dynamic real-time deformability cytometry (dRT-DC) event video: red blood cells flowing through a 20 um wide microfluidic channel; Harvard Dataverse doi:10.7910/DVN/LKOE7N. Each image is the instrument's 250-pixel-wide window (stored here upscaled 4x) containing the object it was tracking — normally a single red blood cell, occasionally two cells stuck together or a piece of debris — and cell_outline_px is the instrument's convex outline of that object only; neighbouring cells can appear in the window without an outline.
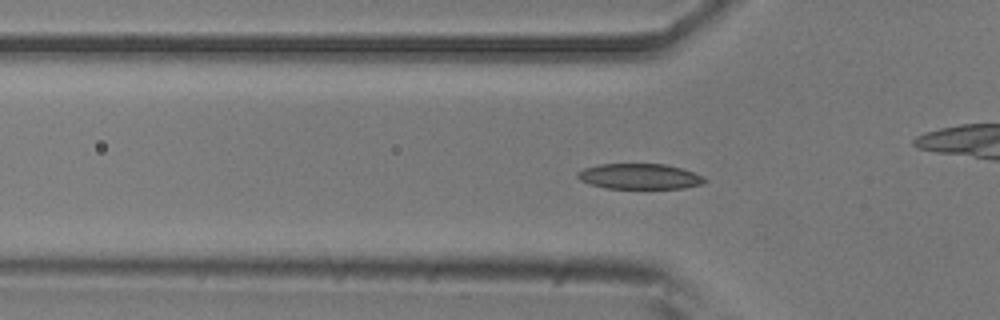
{"species": "common noctule bat (a hibernating species)", "species_latin": "Nyctalus noctula", "temperature_condition": "room temperature", "stored_images_in_passage": 53, "camera_frame_rate_fps": 3000, "um_per_image_px": 0.085, "animal": {"sex": "male", "body_mass_g": 20.5, "forearm_length_mm": 52.5}, "frame": {"image": 1, "passage_image": 17, "time_ms": 5.333, "image_size_px": [1000, 320], "cell_outline_px": [[708, 180], [700, 184], [684, 188], [604, 188], [580, 180], [576, 176], [576, 172], [584, 168], [600, 164], [664, 164], [680, 168], [704, 176]], "centroid_in_image_um": [54.34, 14.99], "position_along_channel_um": 71.5, "area_um2": 18.73}}
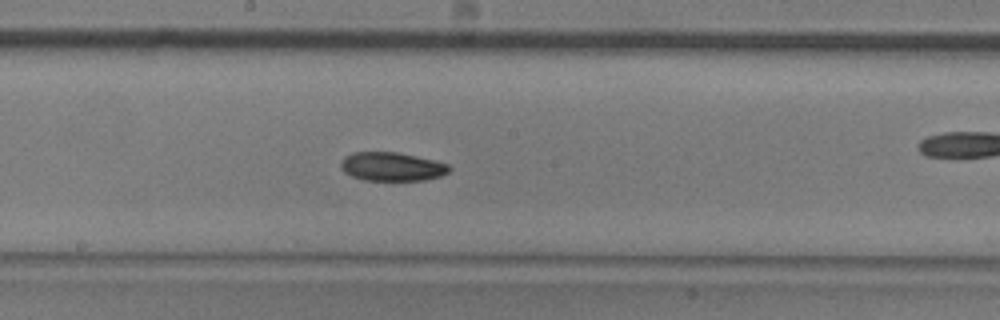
{"frame": {"image": 2, "passage_image": 28, "time_ms": 9.0, "image_size_px": [1000, 320], "cell_outline_px": [[452, 168], [448, 172], [440, 176], [424, 180], [364, 180], [352, 176], [344, 172], [340, 168], [340, 160], [344, 156], [352, 152], [396, 152], [416, 156], [448, 164]], "centroid_in_image_um": [33.27, 14.16], "position_along_channel_um": 214.9, "area_um2": 18.15}}
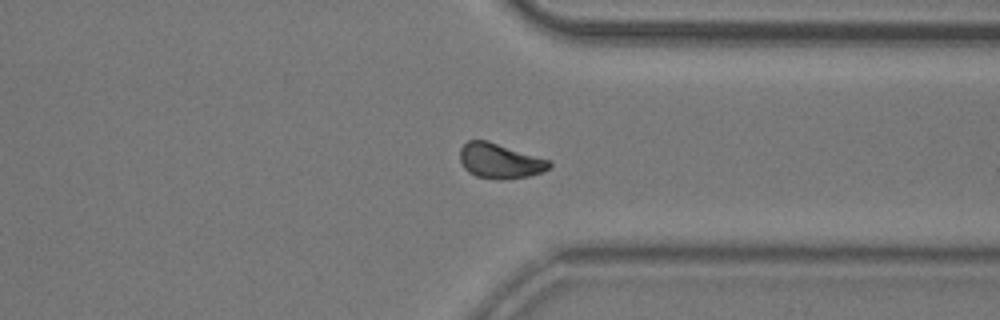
{"frame": {"image": 3, "passage_image": 40, "time_ms": 13.0, "image_size_px": [1000, 320], "cell_outline_px": [[552, 164], [544, 172], [528, 176], [504, 180], [500, 180], [476, 176], [468, 172], [464, 168], [460, 160], [460, 148], [468, 140], [488, 140], [552, 160]], "centroid_in_image_um": [42.51, 13.67], "position_along_channel_um": 368.9, "area_um2": 18.55}, "authors_computed_cell_mechanics": {"area_um2": 18.496, "velocity_mm_per_s": 3.8879, "shape_relaxation_time_tau1_ms": 3.1387, "shape_relaxation_time_tau2_ms": null, "deformation_change_tau1": 0.1093, "deformation_change_tau2": null}}